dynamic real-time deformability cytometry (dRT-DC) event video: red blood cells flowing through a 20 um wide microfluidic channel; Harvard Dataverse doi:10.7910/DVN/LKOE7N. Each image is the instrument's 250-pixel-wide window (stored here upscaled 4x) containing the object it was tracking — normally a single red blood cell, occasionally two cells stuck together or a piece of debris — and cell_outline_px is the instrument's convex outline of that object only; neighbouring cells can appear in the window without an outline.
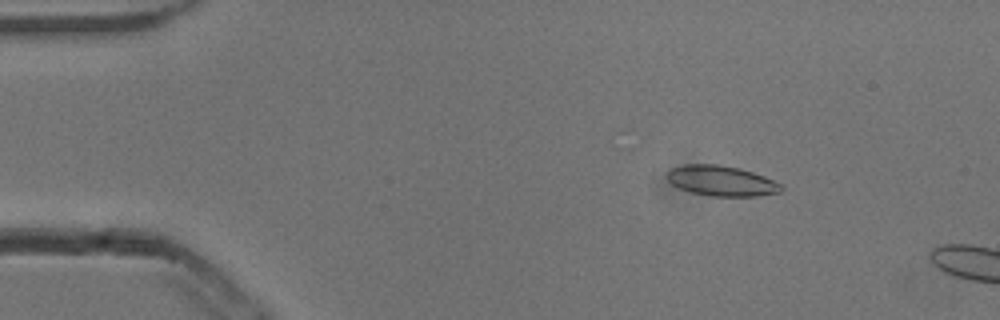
{"species": "common noctule bat (a hibernating species)", "species_latin": "Nyctalus noctula", "temperature_condition": "cold", "stored_images_in_passage": 14, "camera_frame_rate_fps": 3000, "um_per_image_px": 0.085, "animal": {"sex": "male", "body_mass_g": 13.3}, "frame": {"image": 1, "passage_image": 7, "time_ms": 2.0, "image_size_px": [1000, 320], "cell_outline_px": [[784, 188], [780, 192], [756, 196], [712, 196], [692, 192], [680, 188], [672, 184], [664, 176], [672, 168], [684, 164], [716, 164], [740, 168], [764, 176], [780, 184]], "centroid_in_image_um": [61.3, 15.36], "position_along_channel_um": 23.7, "area_um2": 20.06}}